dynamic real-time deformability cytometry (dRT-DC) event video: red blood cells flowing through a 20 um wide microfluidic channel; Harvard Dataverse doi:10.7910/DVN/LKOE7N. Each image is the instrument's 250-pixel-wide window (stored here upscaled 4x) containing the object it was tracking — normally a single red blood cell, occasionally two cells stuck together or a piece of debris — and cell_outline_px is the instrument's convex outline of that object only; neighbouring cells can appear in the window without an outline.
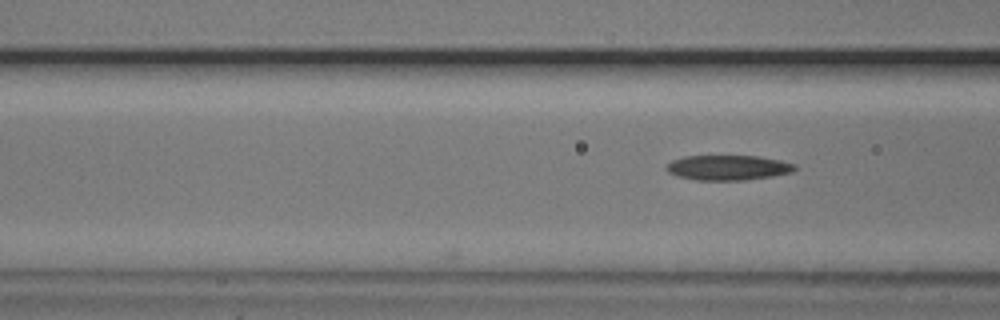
{"species": "common noctule bat (a hibernating species)", "species_latin": "Nyctalus noctula", "temperature_condition": "cold", "stored_images_in_passage": 6, "camera_frame_rate_fps": 3000, "um_per_image_px": 0.085, "animal": {"sex": "male", "body_mass_g": 20.5, "forearm_length_mm": 52.5}, "frame": {"image": 1, "passage_image": 6, "time_ms": 1.667, "image_size_px": [1000, 320], "cell_outline_px": [[796, 168], [792, 172], [772, 176], [744, 180], [696, 180], [676, 176], [668, 172], [664, 168], [672, 160], [684, 156], [756, 156], [780, 160], [796, 164]], "centroid_in_image_um": [61.86, 14.25], "position_along_channel_um": 104.7, "area_um2": 18.73}}